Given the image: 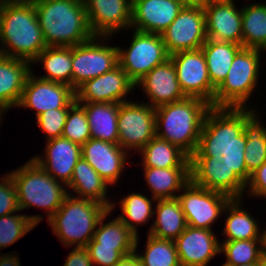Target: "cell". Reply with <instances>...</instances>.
Returning <instances> with one entry per match:
<instances>
[{"instance_id":"6da1fadb","label":"cell","mask_w":266,"mask_h":266,"mask_svg":"<svg viewBox=\"0 0 266 266\" xmlns=\"http://www.w3.org/2000/svg\"><path fill=\"white\" fill-rule=\"evenodd\" d=\"M245 108L211 107L203 121L197 150L190 157L222 160L247 183L251 174L245 165Z\"/></svg>"},{"instance_id":"7a4b0ae2","label":"cell","mask_w":266,"mask_h":266,"mask_svg":"<svg viewBox=\"0 0 266 266\" xmlns=\"http://www.w3.org/2000/svg\"><path fill=\"white\" fill-rule=\"evenodd\" d=\"M0 54L33 64L47 47L34 4L3 0L0 2Z\"/></svg>"},{"instance_id":"3957f363","label":"cell","mask_w":266,"mask_h":266,"mask_svg":"<svg viewBox=\"0 0 266 266\" xmlns=\"http://www.w3.org/2000/svg\"><path fill=\"white\" fill-rule=\"evenodd\" d=\"M34 6L47 47H71L94 36L83 0H42Z\"/></svg>"},{"instance_id":"277c9868","label":"cell","mask_w":266,"mask_h":266,"mask_svg":"<svg viewBox=\"0 0 266 266\" xmlns=\"http://www.w3.org/2000/svg\"><path fill=\"white\" fill-rule=\"evenodd\" d=\"M210 108L209 103L195 97L155 108L156 136L178 146L190 157L197 150L203 121Z\"/></svg>"},{"instance_id":"5b68a950","label":"cell","mask_w":266,"mask_h":266,"mask_svg":"<svg viewBox=\"0 0 266 266\" xmlns=\"http://www.w3.org/2000/svg\"><path fill=\"white\" fill-rule=\"evenodd\" d=\"M109 210L97 201L68 194L47 224L63 245L86 247L93 238L100 219Z\"/></svg>"},{"instance_id":"8992f818","label":"cell","mask_w":266,"mask_h":266,"mask_svg":"<svg viewBox=\"0 0 266 266\" xmlns=\"http://www.w3.org/2000/svg\"><path fill=\"white\" fill-rule=\"evenodd\" d=\"M8 174L16 187L20 211L29 207L44 208L48 215L47 221L69 193L65 184L55 180L33 159Z\"/></svg>"},{"instance_id":"52a82bcc","label":"cell","mask_w":266,"mask_h":266,"mask_svg":"<svg viewBox=\"0 0 266 266\" xmlns=\"http://www.w3.org/2000/svg\"><path fill=\"white\" fill-rule=\"evenodd\" d=\"M261 51L242 47L235 55L226 79L216 89L213 107L246 108L258 85Z\"/></svg>"},{"instance_id":"ba28073f","label":"cell","mask_w":266,"mask_h":266,"mask_svg":"<svg viewBox=\"0 0 266 266\" xmlns=\"http://www.w3.org/2000/svg\"><path fill=\"white\" fill-rule=\"evenodd\" d=\"M169 56L162 36L154 33L134 30L130 46H118L119 65L135 84Z\"/></svg>"},{"instance_id":"9c48e42d","label":"cell","mask_w":266,"mask_h":266,"mask_svg":"<svg viewBox=\"0 0 266 266\" xmlns=\"http://www.w3.org/2000/svg\"><path fill=\"white\" fill-rule=\"evenodd\" d=\"M107 38L110 37L93 36L84 43L72 46V88L74 90L85 81L103 75L119 64L118 46L103 44L102 41L105 43Z\"/></svg>"},{"instance_id":"30bf717a","label":"cell","mask_w":266,"mask_h":266,"mask_svg":"<svg viewBox=\"0 0 266 266\" xmlns=\"http://www.w3.org/2000/svg\"><path fill=\"white\" fill-rule=\"evenodd\" d=\"M118 144L125 150L138 152L156 136L155 108L143 103H119Z\"/></svg>"},{"instance_id":"8fae6325","label":"cell","mask_w":266,"mask_h":266,"mask_svg":"<svg viewBox=\"0 0 266 266\" xmlns=\"http://www.w3.org/2000/svg\"><path fill=\"white\" fill-rule=\"evenodd\" d=\"M177 196L186 217L187 225L212 230L213 223L221 216L230 197L195 185L191 180Z\"/></svg>"},{"instance_id":"7c38bea8","label":"cell","mask_w":266,"mask_h":266,"mask_svg":"<svg viewBox=\"0 0 266 266\" xmlns=\"http://www.w3.org/2000/svg\"><path fill=\"white\" fill-rule=\"evenodd\" d=\"M177 79L186 97L202 99L213 107L216 88L212 85L202 49L171 54Z\"/></svg>"},{"instance_id":"4fadbf2b","label":"cell","mask_w":266,"mask_h":266,"mask_svg":"<svg viewBox=\"0 0 266 266\" xmlns=\"http://www.w3.org/2000/svg\"><path fill=\"white\" fill-rule=\"evenodd\" d=\"M191 181L200 187L222 193L231 199L243 198L246 183L222 160L190 157Z\"/></svg>"},{"instance_id":"5bb4252c","label":"cell","mask_w":266,"mask_h":266,"mask_svg":"<svg viewBox=\"0 0 266 266\" xmlns=\"http://www.w3.org/2000/svg\"><path fill=\"white\" fill-rule=\"evenodd\" d=\"M161 36L169 55L200 49L207 40L203 7H183Z\"/></svg>"},{"instance_id":"9a60e30c","label":"cell","mask_w":266,"mask_h":266,"mask_svg":"<svg viewBox=\"0 0 266 266\" xmlns=\"http://www.w3.org/2000/svg\"><path fill=\"white\" fill-rule=\"evenodd\" d=\"M76 101L75 90L67 84L28 74L17 107L34 109L36 117L50 109L69 108Z\"/></svg>"},{"instance_id":"2e32d148","label":"cell","mask_w":266,"mask_h":266,"mask_svg":"<svg viewBox=\"0 0 266 266\" xmlns=\"http://www.w3.org/2000/svg\"><path fill=\"white\" fill-rule=\"evenodd\" d=\"M135 83L118 64L112 70L85 81L75 90L77 102H126L128 93L135 89Z\"/></svg>"},{"instance_id":"e0dca14e","label":"cell","mask_w":266,"mask_h":266,"mask_svg":"<svg viewBox=\"0 0 266 266\" xmlns=\"http://www.w3.org/2000/svg\"><path fill=\"white\" fill-rule=\"evenodd\" d=\"M94 36H112L131 27L132 0H83Z\"/></svg>"},{"instance_id":"ac0fdd59","label":"cell","mask_w":266,"mask_h":266,"mask_svg":"<svg viewBox=\"0 0 266 266\" xmlns=\"http://www.w3.org/2000/svg\"><path fill=\"white\" fill-rule=\"evenodd\" d=\"M182 8L177 0H132L130 28L161 35Z\"/></svg>"},{"instance_id":"d6986e66","label":"cell","mask_w":266,"mask_h":266,"mask_svg":"<svg viewBox=\"0 0 266 266\" xmlns=\"http://www.w3.org/2000/svg\"><path fill=\"white\" fill-rule=\"evenodd\" d=\"M174 242L181 266H206L220 254L221 243L209 229L187 226Z\"/></svg>"},{"instance_id":"ffe728a7","label":"cell","mask_w":266,"mask_h":266,"mask_svg":"<svg viewBox=\"0 0 266 266\" xmlns=\"http://www.w3.org/2000/svg\"><path fill=\"white\" fill-rule=\"evenodd\" d=\"M135 85L143 88L146 97L150 100L146 104L153 108L186 98L181 90L175 66L170 58L155 66Z\"/></svg>"},{"instance_id":"44dd1931","label":"cell","mask_w":266,"mask_h":266,"mask_svg":"<svg viewBox=\"0 0 266 266\" xmlns=\"http://www.w3.org/2000/svg\"><path fill=\"white\" fill-rule=\"evenodd\" d=\"M127 155L119 144L93 138L81 146V156L110 186L117 183L128 164Z\"/></svg>"},{"instance_id":"7402d4cb","label":"cell","mask_w":266,"mask_h":266,"mask_svg":"<svg viewBox=\"0 0 266 266\" xmlns=\"http://www.w3.org/2000/svg\"><path fill=\"white\" fill-rule=\"evenodd\" d=\"M233 0L203 7L207 39L242 45V17Z\"/></svg>"},{"instance_id":"603a6c76","label":"cell","mask_w":266,"mask_h":266,"mask_svg":"<svg viewBox=\"0 0 266 266\" xmlns=\"http://www.w3.org/2000/svg\"><path fill=\"white\" fill-rule=\"evenodd\" d=\"M43 156L32 159L55 180L67 185L73 175L74 167L81 158V146L64 137L46 140ZM58 178V179H57Z\"/></svg>"},{"instance_id":"cb8c5ba5","label":"cell","mask_w":266,"mask_h":266,"mask_svg":"<svg viewBox=\"0 0 266 266\" xmlns=\"http://www.w3.org/2000/svg\"><path fill=\"white\" fill-rule=\"evenodd\" d=\"M31 66L29 61L0 54V108L4 111L18 106Z\"/></svg>"},{"instance_id":"d4e9b609","label":"cell","mask_w":266,"mask_h":266,"mask_svg":"<svg viewBox=\"0 0 266 266\" xmlns=\"http://www.w3.org/2000/svg\"><path fill=\"white\" fill-rule=\"evenodd\" d=\"M66 187L72 189V194H68L73 197L97 201L111 210L116 206V203L107 199L108 183L82 156L75 165L72 178Z\"/></svg>"},{"instance_id":"484cf974","label":"cell","mask_w":266,"mask_h":266,"mask_svg":"<svg viewBox=\"0 0 266 266\" xmlns=\"http://www.w3.org/2000/svg\"><path fill=\"white\" fill-rule=\"evenodd\" d=\"M84 109L91 138L118 144L119 103L78 102Z\"/></svg>"},{"instance_id":"4316f807","label":"cell","mask_w":266,"mask_h":266,"mask_svg":"<svg viewBox=\"0 0 266 266\" xmlns=\"http://www.w3.org/2000/svg\"><path fill=\"white\" fill-rule=\"evenodd\" d=\"M144 177L152 192V198H175L177 192L190 182V167L149 168L143 167Z\"/></svg>"},{"instance_id":"83f0119b","label":"cell","mask_w":266,"mask_h":266,"mask_svg":"<svg viewBox=\"0 0 266 266\" xmlns=\"http://www.w3.org/2000/svg\"><path fill=\"white\" fill-rule=\"evenodd\" d=\"M156 202L153 214L156 219L148 233L159 239L174 241L188 226L179 199H157Z\"/></svg>"},{"instance_id":"f1b7e54d","label":"cell","mask_w":266,"mask_h":266,"mask_svg":"<svg viewBox=\"0 0 266 266\" xmlns=\"http://www.w3.org/2000/svg\"><path fill=\"white\" fill-rule=\"evenodd\" d=\"M242 45L207 39L201 47L212 85L217 89L226 79L236 53Z\"/></svg>"},{"instance_id":"f546056e","label":"cell","mask_w":266,"mask_h":266,"mask_svg":"<svg viewBox=\"0 0 266 266\" xmlns=\"http://www.w3.org/2000/svg\"><path fill=\"white\" fill-rule=\"evenodd\" d=\"M142 166L149 168L190 167V157L178 146L157 136L140 151Z\"/></svg>"},{"instance_id":"4dcf8cb0","label":"cell","mask_w":266,"mask_h":266,"mask_svg":"<svg viewBox=\"0 0 266 266\" xmlns=\"http://www.w3.org/2000/svg\"><path fill=\"white\" fill-rule=\"evenodd\" d=\"M245 108L244 134L246 136L245 165L251 174L266 161V127L261 126L253 108Z\"/></svg>"},{"instance_id":"1f68e13d","label":"cell","mask_w":266,"mask_h":266,"mask_svg":"<svg viewBox=\"0 0 266 266\" xmlns=\"http://www.w3.org/2000/svg\"><path fill=\"white\" fill-rule=\"evenodd\" d=\"M111 209L100 219L93 238L99 246L115 247L124 257L135 252V234L117 217L104 223Z\"/></svg>"},{"instance_id":"d6a6232c","label":"cell","mask_w":266,"mask_h":266,"mask_svg":"<svg viewBox=\"0 0 266 266\" xmlns=\"http://www.w3.org/2000/svg\"><path fill=\"white\" fill-rule=\"evenodd\" d=\"M241 200L231 199L224 209L227 218L222 233L226 238L223 241L260 239L259 223L240 206Z\"/></svg>"},{"instance_id":"836d02e7","label":"cell","mask_w":266,"mask_h":266,"mask_svg":"<svg viewBox=\"0 0 266 266\" xmlns=\"http://www.w3.org/2000/svg\"><path fill=\"white\" fill-rule=\"evenodd\" d=\"M43 65L47 72L39 78L67 84L72 87V46L46 47L33 61Z\"/></svg>"},{"instance_id":"e575fe53","label":"cell","mask_w":266,"mask_h":266,"mask_svg":"<svg viewBox=\"0 0 266 266\" xmlns=\"http://www.w3.org/2000/svg\"><path fill=\"white\" fill-rule=\"evenodd\" d=\"M241 8L242 46L266 51V2Z\"/></svg>"},{"instance_id":"d590c367","label":"cell","mask_w":266,"mask_h":266,"mask_svg":"<svg viewBox=\"0 0 266 266\" xmlns=\"http://www.w3.org/2000/svg\"><path fill=\"white\" fill-rule=\"evenodd\" d=\"M152 200V201H151ZM153 201L155 198L149 199L146 195L140 193H131L120 200L122 214L117 216L134 234L138 236L137 225L146 224L149 219L154 216Z\"/></svg>"},{"instance_id":"8d00e7d4","label":"cell","mask_w":266,"mask_h":266,"mask_svg":"<svg viewBox=\"0 0 266 266\" xmlns=\"http://www.w3.org/2000/svg\"><path fill=\"white\" fill-rule=\"evenodd\" d=\"M147 242L144 255L136 251L138 236L135 239V253L142 266H181L173 240L159 239L147 234Z\"/></svg>"},{"instance_id":"74e56055","label":"cell","mask_w":266,"mask_h":266,"mask_svg":"<svg viewBox=\"0 0 266 266\" xmlns=\"http://www.w3.org/2000/svg\"><path fill=\"white\" fill-rule=\"evenodd\" d=\"M41 215H21L12 213L0 217V250L16 243L28 232L32 231L40 221Z\"/></svg>"},{"instance_id":"f35d334b","label":"cell","mask_w":266,"mask_h":266,"mask_svg":"<svg viewBox=\"0 0 266 266\" xmlns=\"http://www.w3.org/2000/svg\"><path fill=\"white\" fill-rule=\"evenodd\" d=\"M220 253L226 256L225 264L230 266L258 263L262 254L261 240L223 241Z\"/></svg>"},{"instance_id":"ab89813d","label":"cell","mask_w":266,"mask_h":266,"mask_svg":"<svg viewBox=\"0 0 266 266\" xmlns=\"http://www.w3.org/2000/svg\"><path fill=\"white\" fill-rule=\"evenodd\" d=\"M62 137L67 138L80 146L85 144L91 138L85 109L77 101L69 107Z\"/></svg>"},{"instance_id":"60d3db41","label":"cell","mask_w":266,"mask_h":266,"mask_svg":"<svg viewBox=\"0 0 266 266\" xmlns=\"http://www.w3.org/2000/svg\"><path fill=\"white\" fill-rule=\"evenodd\" d=\"M68 111L69 108L50 109L36 117L39 128L47 135V140L62 136Z\"/></svg>"},{"instance_id":"b9f144b4","label":"cell","mask_w":266,"mask_h":266,"mask_svg":"<svg viewBox=\"0 0 266 266\" xmlns=\"http://www.w3.org/2000/svg\"><path fill=\"white\" fill-rule=\"evenodd\" d=\"M0 179V217L20 212L17 191L11 176L7 173Z\"/></svg>"},{"instance_id":"7bdbcfd3","label":"cell","mask_w":266,"mask_h":266,"mask_svg":"<svg viewBox=\"0 0 266 266\" xmlns=\"http://www.w3.org/2000/svg\"><path fill=\"white\" fill-rule=\"evenodd\" d=\"M86 249L97 266H114L124 257L115 247L99 246L98 242H89Z\"/></svg>"},{"instance_id":"ee69618b","label":"cell","mask_w":266,"mask_h":266,"mask_svg":"<svg viewBox=\"0 0 266 266\" xmlns=\"http://www.w3.org/2000/svg\"><path fill=\"white\" fill-rule=\"evenodd\" d=\"M246 186L249 187L248 194L266 198V161L251 173Z\"/></svg>"},{"instance_id":"f6af8a7d","label":"cell","mask_w":266,"mask_h":266,"mask_svg":"<svg viewBox=\"0 0 266 266\" xmlns=\"http://www.w3.org/2000/svg\"><path fill=\"white\" fill-rule=\"evenodd\" d=\"M64 266H93L86 247H75L66 257Z\"/></svg>"},{"instance_id":"bcb514c9","label":"cell","mask_w":266,"mask_h":266,"mask_svg":"<svg viewBox=\"0 0 266 266\" xmlns=\"http://www.w3.org/2000/svg\"><path fill=\"white\" fill-rule=\"evenodd\" d=\"M114 266H142L137 254L134 252L128 256L123 257Z\"/></svg>"},{"instance_id":"7dc6e473","label":"cell","mask_w":266,"mask_h":266,"mask_svg":"<svg viewBox=\"0 0 266 266\" xmlns=\"http://www.w3.org/2000/svg\"><path fill=\"white\" fill-rule=\"evenodd\" d=\"M19 258L12 254H0V266H20Z\"/></svg>"},{"instance_id":"c3c4849f","label":"cell","mask_w":266,"mask_h":266,"mask_svg":"<svg viewBox=\"0 0 266 266\" xmlns=\"http://www.w3.org/2000/svg\"><path fill=\"white\" fill-rule=\"evenodd\" d=\"M183 7H204V0H177Z\"/></svg>"},{"instance_id":"681fc988","label":"cell","mask_w":266,"mask_h":266,"mask_svg":"<svg viewBox=\"0 0 266 266\" xmlns=\"http://www.w3.org/2000/svg\"><path fill=\"white\" fill-rule=\"evenodd\" d=\"M262 253L266 255V229L260 234Z\"/></svg>"},{"instance_id":"f907efd6","label":"cell","mask_w":266,"mask_h":266,"mask_svg":"<svg viewBox=\"0 0 266 266\" xmlns=\"http://www.w3.org/2000/svg\"><path fill=\"white\" fill-rule=\"evenodd\" d=\"M258 266H266V255L265 254H261L259 262L257 263Z\"/></svg>"},{"instance_id":"816d5d0a","label":"cell","mask_w":266,"mask_h":266,"mask_svg":"<svg viewBox=\"0 0 266 266\" xmlns=\"http://www.w3.org/2000/svg\"><path fill=\"white\" fill-rule=\"evenodd\" d=\"M226 1H229V0H204V6L211 4V3H219V2H226Z\"/></svg>"},{"instance_id":"f5cc1de1","label":"cell","mask_w":266,"mask_h":266,"mask_svg":"<svg viewBox=\"0 0 266 266\" xmlns=\"http://www.w3.org/2000/svg\"><path fill=\"white\" fill-rule=\"evenodd\" d=\"M14 1L34 4V3H37V2L42 1V0H14Z\"/></svg>"},{"instance_id":"db71d44e","label":"cell","mask_w":266,"mask_h":266,"mask_svg":"<svg viewBox=\"0 0 266 266\" xmlns=\"http://www.w3.org/2000/svg\"><path fill=\"white\" fill-rule=\"evenodd\" d=\"M238 266H258L257 263H253V264H242V265H238Z\"/></svg>"},{"instance_id":"11a10c76","label":"cell","mask_w":266,"mask_h":266,"mask_svg":"<svg viewBox=\"0 0 266 266\" xmlns=\"http://www.w3.org/2000/svg\"><path fill=\"white\" fill-rule=\"evenodd\" d=\"M3 112H4V110L0 108V120L2 119L1 115L4 114ZM0 122H2V120Z\"/></svg>"}]
</instances>
